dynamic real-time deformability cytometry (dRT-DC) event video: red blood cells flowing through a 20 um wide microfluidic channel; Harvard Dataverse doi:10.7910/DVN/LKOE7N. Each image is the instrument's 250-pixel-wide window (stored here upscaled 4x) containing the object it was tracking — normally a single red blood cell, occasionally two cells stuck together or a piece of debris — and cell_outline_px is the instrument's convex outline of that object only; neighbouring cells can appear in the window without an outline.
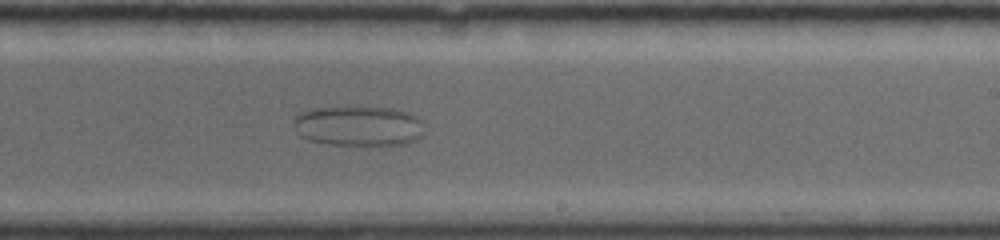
{"species": "common noctule bat (a hibernating species)", "species_latin": "Nyctalus noctula", "temperature_condition": "room temperature", "stored_images_in_passage": 74, "camera_frame_rate_fps": 4000, "um_per_image_px": 0.085, "animal": {"sex": "female", "body_mass_g": 19.0, "forearm_length_mm": 56.7}, "frame": {"image": 1, "passage_image": 46, "time_ms": 11.25, "image_size_px": [1000, 240], "cell_outline_px": [[424, 136], [408, 144], [328, 144], [308, 140], [300, 136], [292, 124], [296, 116], [300, 112], [312, 108], [392, 108], [408, 112], [416, 116], [420, 120], [424, 132]], "centroid_in_image_um": [30.48, 10.71], "position_along_channel_um": 258.5, "area_um2": 30.35}}